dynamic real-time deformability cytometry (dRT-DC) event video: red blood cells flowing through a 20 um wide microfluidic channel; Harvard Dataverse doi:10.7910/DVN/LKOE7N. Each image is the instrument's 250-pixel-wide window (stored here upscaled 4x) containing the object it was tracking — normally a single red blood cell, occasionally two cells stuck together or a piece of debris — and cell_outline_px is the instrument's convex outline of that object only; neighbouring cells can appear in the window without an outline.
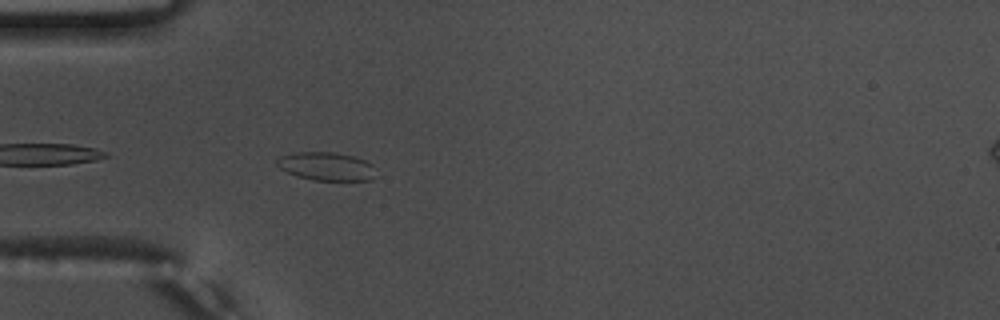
{"species": "common noctule bat (a hibernating species)", "species_latin": "Nyctalus noctula", "temperature_condition": "warm", "stored_images_in_passage": 6, "camera_frame_rate_fps": 3000, "um_per_image_px": 0.085, "animal": {"sex": "male", "body_mass_g": 17.5, "forearm_length_mm": 52.3}, "frame": {"image": 1, "passage_image": 3, "time_ms": 0.667, "image_size_px": [1000, 320], "cell_outline_px": [[380, 176], [368, 180], [312, 180], [296, 176], [280, 168], [276, 164], [276, 160], [280, 156], [296, 152], [332, 152], [352, 156], [364, 160], [372, 164]], "centroid_in_image_um": [27.78, 14.15], "position_along_channel_um": 57.2, "area_um2": 16.47}}